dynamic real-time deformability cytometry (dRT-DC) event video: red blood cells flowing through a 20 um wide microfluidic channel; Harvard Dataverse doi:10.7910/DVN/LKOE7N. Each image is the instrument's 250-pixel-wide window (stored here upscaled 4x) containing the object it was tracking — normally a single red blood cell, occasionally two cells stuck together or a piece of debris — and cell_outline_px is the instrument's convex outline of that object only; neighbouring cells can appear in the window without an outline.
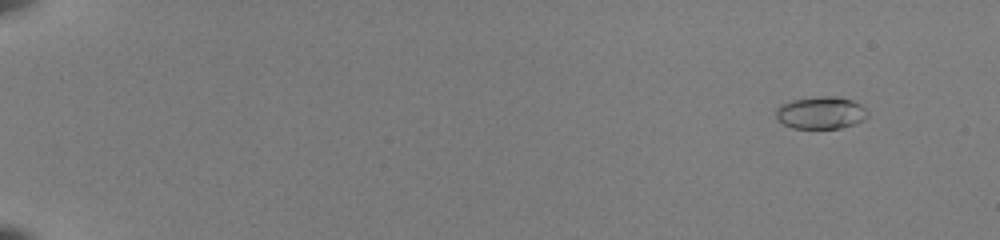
{"species": "common noctule bat (a hibernating species)", "species_latin": "Nyctalus noctula", "temperature_condition": "room temperature", "stored_images_in_passage": 18, "camera_frame_rate_fps": 3000, "um_per_image_px": 0.085, "animal": {"sex": "female", "body_mass_g": 22.0, "forearm_length_mm": 56.7}, "frame": {"image": 1, "passage_image": 6, "time_ms": 1.667, "image_size_px": [1000, 240], "cell_outline_px": [[868, 116], [864, 120], [856, 124], [840, 128], [792, 128], [784, 124], [776, 116], [776, 108], [792, 100], [820, 96], [836, 96], [852, 100], [860, 104], [868, 112]], "centroid_in_image_um": [69.81, 9.59], "position_along_channel_um": 15.2, "area_um2": 17.22}}